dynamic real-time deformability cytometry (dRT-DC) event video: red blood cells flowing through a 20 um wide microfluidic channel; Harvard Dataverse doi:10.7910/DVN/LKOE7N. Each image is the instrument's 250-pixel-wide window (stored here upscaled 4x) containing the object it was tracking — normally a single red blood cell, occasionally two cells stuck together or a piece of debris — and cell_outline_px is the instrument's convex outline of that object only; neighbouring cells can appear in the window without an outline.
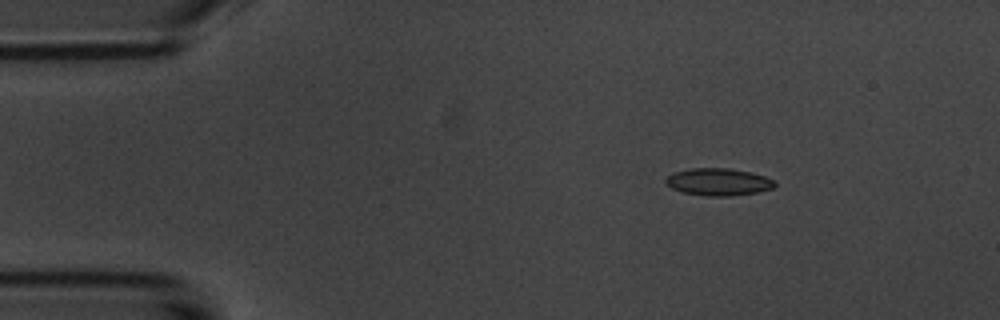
{"species": "common noctule bat (a hibernating species)", "species_latin": "Nyctalus noctula", "temperature_condition": "room temperature", "stored_images_in_passage": 6, "camera_frame_rate_fps": 3000, "um_per_image_px": 0.085, "animal": {"sex": "male", "body_mass_g": 20.1, "forearm_length_mm": 53.5}, "frame": {"image": 1, "passage_image": 3, "time_ms": 2.333, "image_size_px": [1000, 320], "cell_outline_px": [[776, 184], [772, 188], [756, 192], [728, 196], [708, 196], [684, 192], [672, 188], [664, 180], [664, 176], [672, 172], [688, 168], [728, 168], [752, 172], [776, 180]], "centroid_in_image_um": [61.04, 15.44], "position_along_channel_um": 24.0, "area_um2": 17.4}}
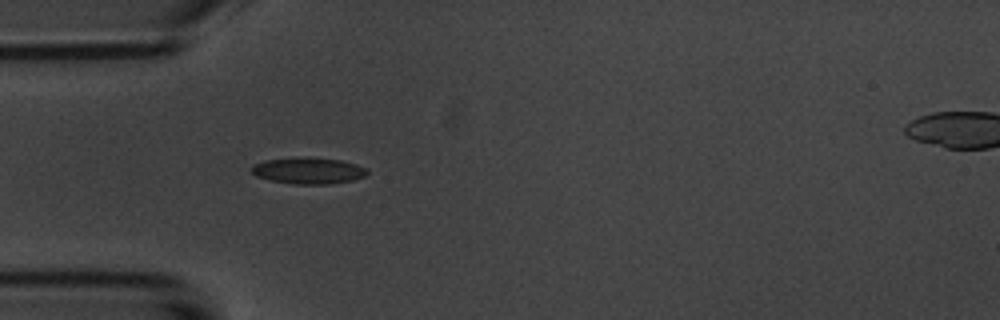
{"frame": {"image": 2, "passage_image": 5, "time_ms": 5.0, "image_size_px": [1000, 320], "cell_outline_px": [[368, 172], [364, 176], [352, 180], [328, 184], [292, 184], [268, 180], [256, 176], [252, 172], [252, 164], [264, 160], [300, 156], [304, 156], [340, 160], [356, 164], [368, 168]], "centroid_in_image_um": [26.18, 14.49], "position_along_channel_um": 58.8, "area_um2": 18.03}}